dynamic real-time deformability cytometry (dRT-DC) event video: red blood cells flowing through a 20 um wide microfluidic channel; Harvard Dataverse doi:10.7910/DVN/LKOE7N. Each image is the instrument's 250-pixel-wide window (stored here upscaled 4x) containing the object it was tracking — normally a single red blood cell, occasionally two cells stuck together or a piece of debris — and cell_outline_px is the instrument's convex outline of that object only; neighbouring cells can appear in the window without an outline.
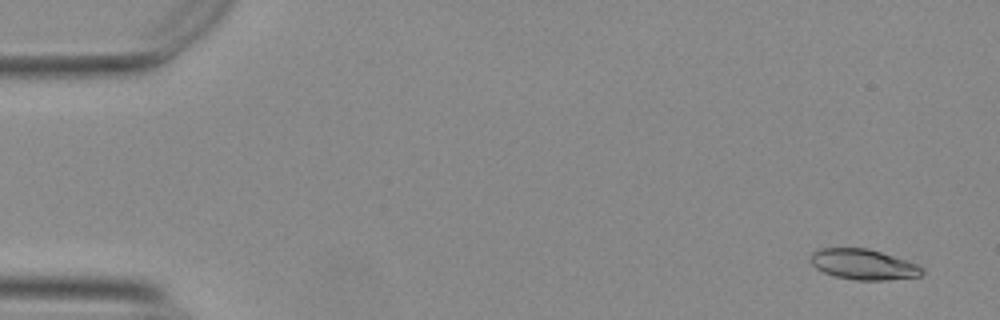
{"species": "Egyptian fruit bat (a non-hibernating species)", "species_latin": "Rousettus aegyptiacus", "temperature_condition": "warm", "stored_images_in_passage": 53, "camera_frame_rate_fps": 3000, "um_per_image_px": 0.085, "animal": {"sex": "female"}, "frame": {"image": 1, "passage_image": 1, "time_ms": 0.0, "image_size_px": [1000, 320], "cell_outline_px": [[924, 272], [920, 276], [884, 280], [856, 280], [836, 276], [824, 272], [816, 268], [808, 260], [812, 252], [820, 248], [868, 248], [920, 264], [924, 268]], "centroid_in_image_um": [73.4, 22.46], "position_along_channel_um": 11.6, "area_um2": 19.94}}
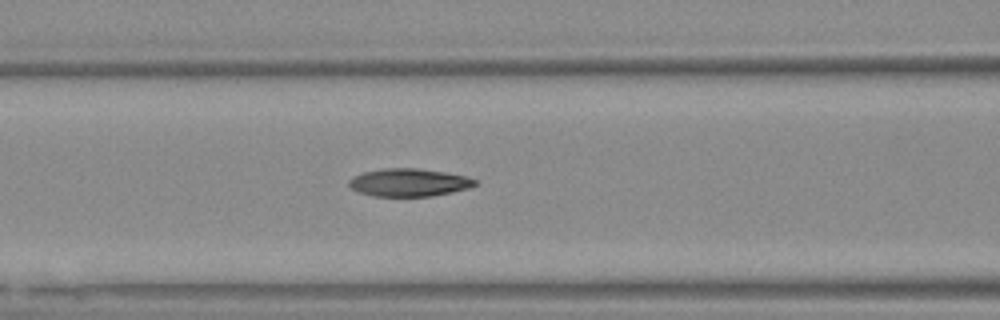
{"frame": {"image": 2, "passage_image": 21, "time_ms": 6.667, "image_size_px": [1000, 320], "cell_outline_px": [[476, 184], [468, 188], [452, 192], [432, 196], [372, 196], [360, 192], [352, 188], [348, 184], [348, 180], [352, 176], [364, 172], [384, 168], [420, 168], [444, 172], [464, 176], [476, 180]], "centroid_in_image_um": [34.73, 15.51], "position_along_channel_um": 131.9, "area_um2": 20.35}}
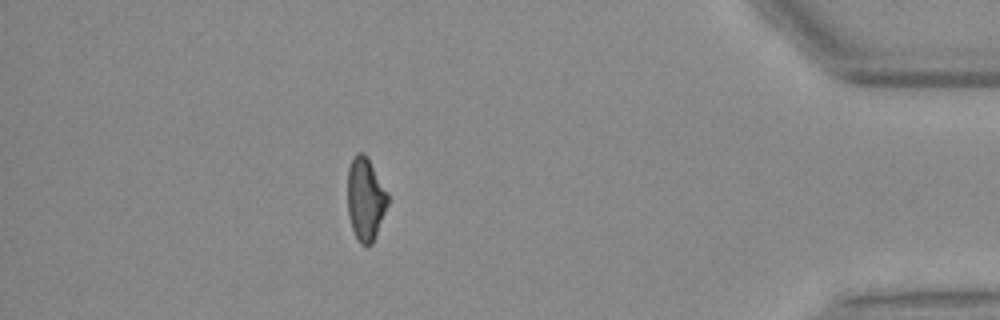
{"frame": {"image": 3, "passage_image": 47, "time_ms": 15.333, "image_size_px": [1000, 320], "cell_outline_px": [[388, 204], [372, 244], [360, 244], [352, 228], [348, 212], [348, 168], [352, 160], [360, 152], [364, 152], [388, 192]], "centroid_in_image_um": [31.07, 16.92], "position_along_channel_um": 404.1, "area_um2": 19.07}, "authors_computed_cell_mechanics": {"area_um2": 20.1722, "velocity_mm_per_s": 3.6521, "shape_relaxation_time_tau1_ms": 10.0775, "shape_relaxation_time_tau2_ms": 3.6509, "deformation_change_tau1": 0.2405, "deformation_change_tau2": 0.1066}}